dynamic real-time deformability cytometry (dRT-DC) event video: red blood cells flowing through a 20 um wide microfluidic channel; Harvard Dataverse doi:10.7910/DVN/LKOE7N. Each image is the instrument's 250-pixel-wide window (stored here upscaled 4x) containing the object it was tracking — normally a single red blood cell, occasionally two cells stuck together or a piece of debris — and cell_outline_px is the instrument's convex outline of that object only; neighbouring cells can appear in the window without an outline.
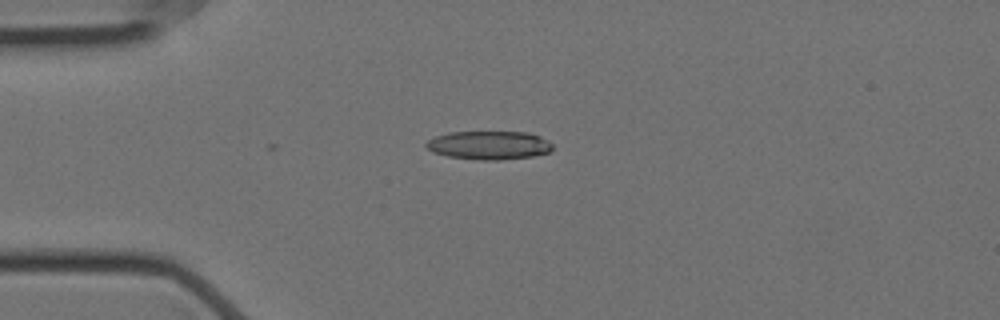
{"species": "Egyptian fruit bat (a non-hibernating species)", "species_latin": "Rousettus aegyptiacus", "temperature_condition": "cold", "stored_images_in_passage": 3, "camera_frame_rate_fps": 3000, "um_per_image_px": 0.085, "animal": {"sex": "female"}, "frame": {"image": 1, "passage_image": 1, "time_ms": 0.0, "image_size_px": [1000, 320], "cell_outline_px": [[552, 148], [548, 152], [532, 156], [500, 160], [480, 160], [448, 156], [432, 152], [424, 144], [428, 140], [436, 136], [448, 132], [528, 132], [540, 136], [552, 144]], "centroid_in_image_um": [41.54, 12.34], "position_along_channel_um": 43.5, "area_um2": 20.92}}